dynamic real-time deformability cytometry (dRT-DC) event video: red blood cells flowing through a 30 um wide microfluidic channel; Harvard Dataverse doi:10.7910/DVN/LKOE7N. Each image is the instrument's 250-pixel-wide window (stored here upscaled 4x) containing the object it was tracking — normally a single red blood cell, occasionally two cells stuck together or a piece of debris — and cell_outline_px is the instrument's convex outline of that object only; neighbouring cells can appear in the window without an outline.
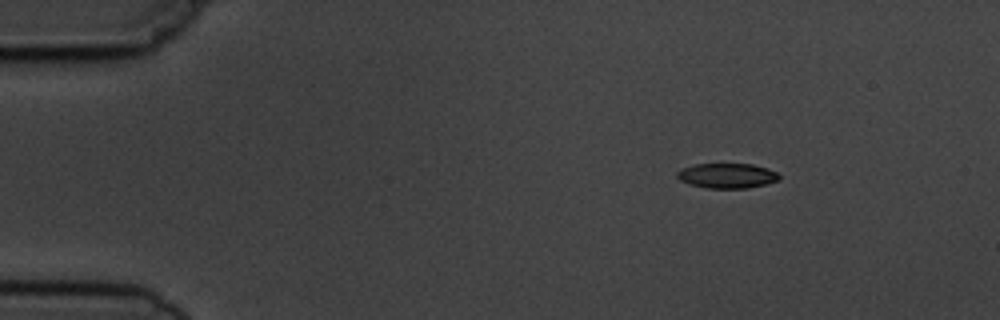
{"species": "common noctule bat (a hibernating species)", "species_latin": "Nyctalus noctula", "temperature_condition": "cold", "stored_images_in_passage": 5, "segment_of_instrument_passage": [2, 2], "camera_frame_rate_fps": 3000, "um_per_image_px": 0.085, "animal": {"sex": "male", "body_mass_g": 19.5, "forearm_length_mm": 54.6}, "frame": {"image": 1, "passage_image": 5, "time_ms": 4.667, "image_size_px": [1000, 320], "cell_outline_px": [[780, 180], [748, 188], [708, 188], [688, 184], [680, 180], [676, 176], [676, 172], [684, 168], [696, 164], [752, 164], [768, 168], [776, 172], [780, 176]], "centroid_in_image_um": [61.81, 14.94], "position_along_channel_um": 23.2, "area_um2": 14.8}}